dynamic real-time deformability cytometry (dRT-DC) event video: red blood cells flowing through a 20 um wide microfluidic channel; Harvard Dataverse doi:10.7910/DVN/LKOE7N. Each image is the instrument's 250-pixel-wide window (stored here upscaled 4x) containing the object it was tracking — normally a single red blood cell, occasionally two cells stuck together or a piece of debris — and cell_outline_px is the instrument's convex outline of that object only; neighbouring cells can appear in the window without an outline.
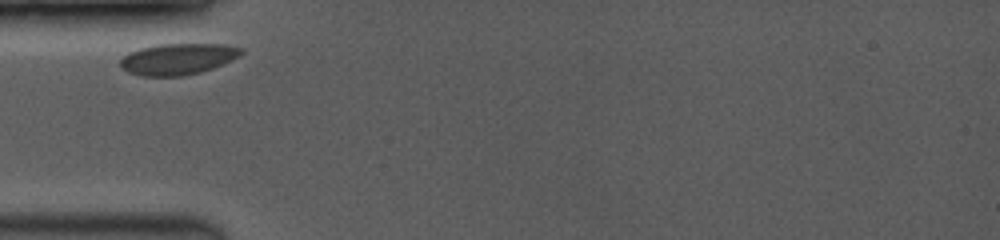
{"species": "common noctule bat (a hibernating species)", "species_latin": "Nyctalus noctula", "temperature_condition": "room temperature", "stored_images_in_passage": 4, "segment_of_instrument_passage": [1, 2], "camera_frame_rate_fps": 3500, "um_per_image_px": 0.085, "animal": {"sex": "female", "body_mass_g": 19.0, "forearm_length_mm": 53.3}, "frame": {"image": 1, "passage_image": 1, "time_ms": 0.0, "image_size_px": [1000, 240], "cell_outline_px": [[244, 52], [240, 56], [232, 60], [212, 68], [200, 72], [184, 76], [144, 76], [128, 72], [120, 68], [120, 60], [128, 52], [140, 48], [156, 44], [224, 44], [244, 48]], "centroid_in_image_um": [15.12, 5.01], "position_along_channel_um": 69.9, "area_um2": 22.2}}
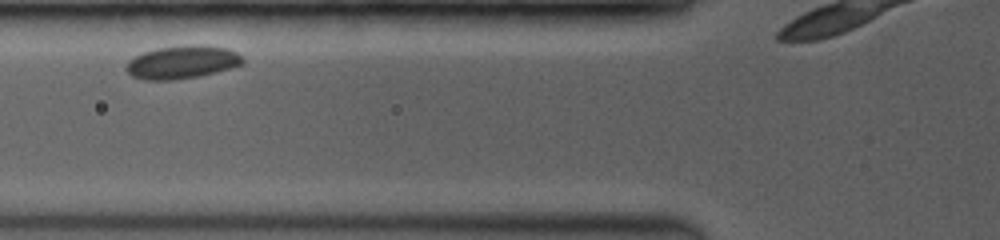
{"frame": {"image": 2, "passage_image": 2, "time_ms": 1.143, "image_size_px": [1000, 240], "cell_outline_px": [[244, 64], [216, 72], [196, 76], [172, 80], [144, 80], [132, 76], [124, 68], [128, 60], [144, 52], [156, 48], [188, 44], [204, 44], [228, 48], [236, 52], [244, 60]], "centroid_in_image_um": [15.48, 5.27], "position_along_channel_um": 110.3, "area_um2": 22.6}}
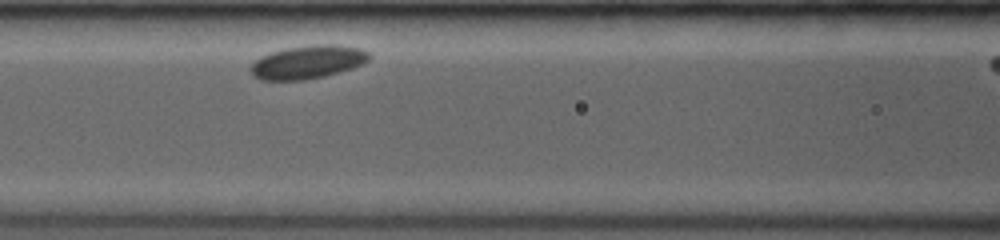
{"frame": {"image": 3, "passage_image": 3, "time_ms": 2.0, "image_size_px": [1000, 240], "cell_outline_px": [[372, 56], [364, 64], [352, 68], [324, 76], [304, 80], [260, 80], [252, 76], [252, 64], [260, 56], [284, 48], [316, 44], [336, 44], [360, 48], [368, 52]], "centroid_in_image_um": [26.18, 5.27], "position_along_channel_um": 140.4, "area_um2": 23.06}}